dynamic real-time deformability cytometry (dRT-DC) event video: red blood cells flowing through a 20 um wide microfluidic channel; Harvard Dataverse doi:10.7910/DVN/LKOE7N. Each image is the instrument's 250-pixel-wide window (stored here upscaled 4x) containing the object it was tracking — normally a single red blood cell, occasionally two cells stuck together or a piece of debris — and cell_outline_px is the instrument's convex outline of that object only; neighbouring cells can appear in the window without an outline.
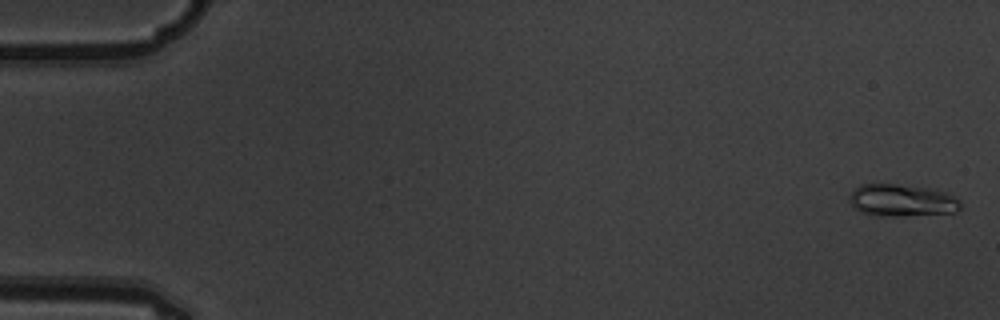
{"species": "common noctule bat (a hibernating species)", "species_latin": "Nyctalus noctula", "temperature_condition": "warm", "stored_images_in_passage": 16, "camera_frame_rate_fps": 3000, "um_per_image_px": 0.085, "animal": {"sex": "male", "body_mass_g": 19.5, "forearm_length_mm": 54.6}, "frame": {"image": 1, "passage_image": 1, "time_ms": 0.0, "image_size_px": [1000, 320], "cell_outline_px": [[960, 208], [956, 212], [896, 216], [876, 216], [860, 212], [848, 200], [848, 196], [860, 184], [896, 184], [936, 188], [948, 192], [956, 196], [960, 200]], "centroid_in_image_um": [76.69, 17.02], "position_along_channel_um": 8.3, "area_um2": 21.15}}
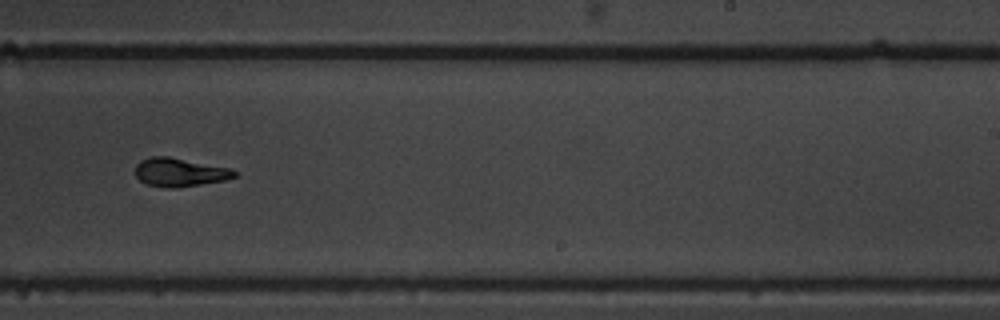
{"frame": {"image": 2, "passage_image": 10, "time_ms": 3.0, "image_size_px": [1000, 320], "cell_outline_px": [[236, 176], [224, 180], [176, 188], [168, 188], [144, 184], [136, 176], [136, 164], [140, 160], [152, 156], [168, 156], [232, 168], [236, 172]], "centroid_in_image_um": [15.26, 14.64], "position_along_channel_um": 273.7, "area_um2": 16.53}}
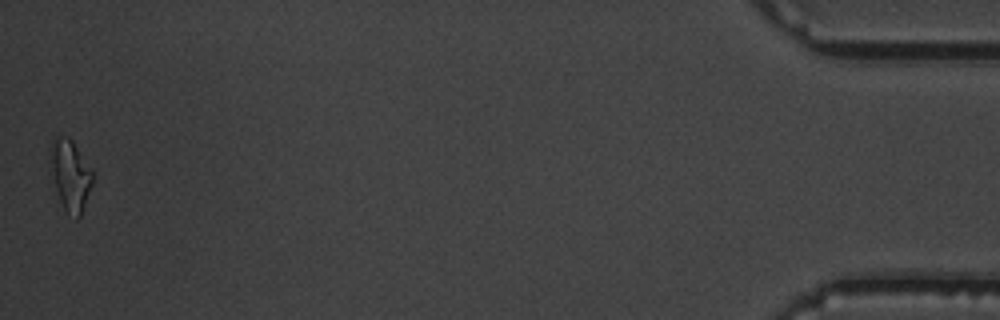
{"frame": {"image": 3, "passage_image": 15, "time_ms": 4.667, "image_size_px": [1000, 320], "cell_outline_px": [[96, 172], [92, 184], [80, 216], [76, 220], [64, 208], [60, 200], [56, 188], [52, 164], [52, 140], [56, 136], [68, 136], [72, 140]], "centroid_in_image_um": [6.06, 14.87], "position_along_channel_um": 429.1, "area_um2": 17.11}}